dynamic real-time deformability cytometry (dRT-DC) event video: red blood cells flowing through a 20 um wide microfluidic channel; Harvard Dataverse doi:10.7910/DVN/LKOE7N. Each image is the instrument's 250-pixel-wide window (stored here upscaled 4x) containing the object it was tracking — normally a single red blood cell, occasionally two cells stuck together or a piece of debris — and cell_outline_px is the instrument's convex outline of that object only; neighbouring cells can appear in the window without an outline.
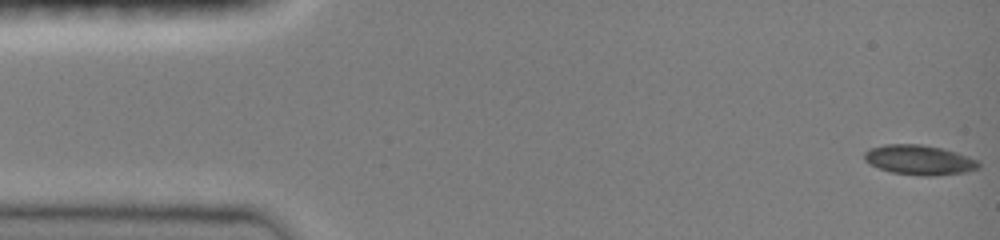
{"species": "common noctule bat (a hibernating species)", "species_latin": "Nyctalus noctula", "temperature_condition": "room temperature", "stored_images_in_passage": 47, "camera_frame_rate_fps": 3000, "um_per_image_px": 0.085, "animal": {"sex": "female", "body_mass_g": 19.0, "forearm_length_mm": 51.5}, "frame": {"image": 1, "passage_image": 1, "time_ms": 0.0, "image_size_px": [1000, 240], "cell_outline_px": [[980, 168], [964, 172], [924, 176], [892, 172], [880, 168], [864, 160], [864, 152], [868, 148], [884, 144], [920, 144], [944, 148], [980, 160]], "centroid_in_image_um": [78.15, 13.57], "position_along_channel_um": 6.8, "area_um2": 19.83}}
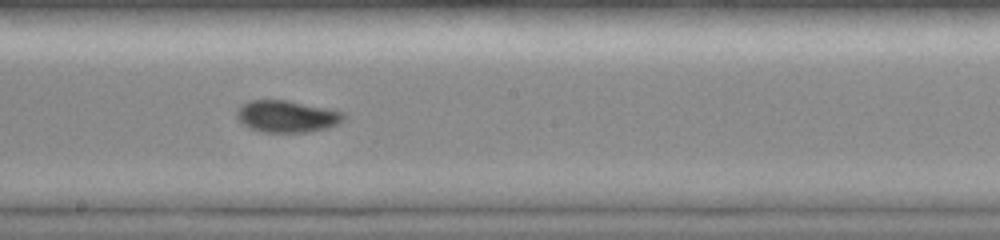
{"frame": {"image": 2, "passage_image": 26, "time_ms": 8.333, "image_size_px": [1000, 240], "cell_outline_px": [[348, 116], [344, 120], [328, 128], [308, 132], [264, 132], [248, 128], [236, 116], [236, 112], [244, 104], [252, 100], [288, 100], [332, 108], [344, 112]], "centroid_in_image_um": [24.47, 9.89], "position_along_channel_um": 223.7, "area_um2": 20.06}}
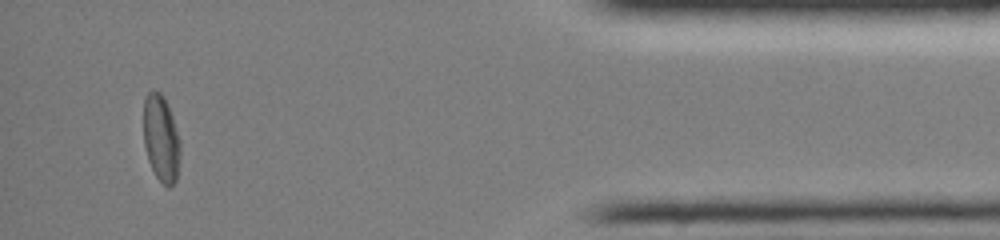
{"frame": {"image": 3, "passage_image": 44, "time_ms": 14.333, "image_size_px": [1000, 240], "cell_outline_px": [[180, 152], [176, 180], [168, 188], [156, 176], [148, 160], [144, 144], [144, 96], [152, 88], [160, 92], [164, 96], [168, 104], [180, 140]], "centroid_in_image_um": [13.68, 11.71], "position_along_channel_um": 421.5, "area_um2": 18.61}, "authors_computed_cell_mechanics": {"area_um2": 19.074, "velocity_mm_per_s": 4.0684, "shape_relaxation_time_tau1_ms": 6.765, "shape_relaxation_time_tau2_ms": 2.9072, "deformation_change_tau1": 0.1661, "deformation_change_tau2": 0.0466}}